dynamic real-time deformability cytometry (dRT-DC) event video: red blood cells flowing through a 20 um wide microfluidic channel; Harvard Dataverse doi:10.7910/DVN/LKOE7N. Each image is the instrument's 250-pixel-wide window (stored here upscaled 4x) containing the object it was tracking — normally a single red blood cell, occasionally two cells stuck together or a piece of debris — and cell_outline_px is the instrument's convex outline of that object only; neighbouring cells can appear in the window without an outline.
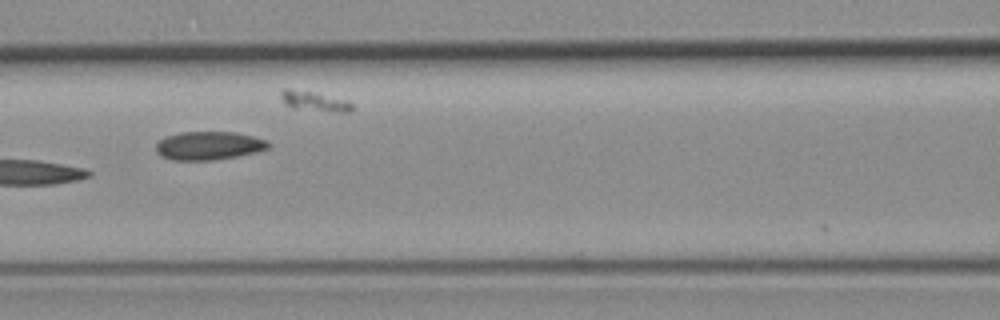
{"species": "common noctule bat (a hibernating species)", "species_latin": "Nyctalus noctula", "temperature_condition": "room temperature", "stored_images_in_passage": 9, "camera_frame_rate_fps": 3000, "um_per_image_px": 0.085, "animal": {"sex": "female", "body_mass_g": 19.3, "forearm_length_mm": 54.1}, "frame": {"image": 1, "passage_image": 7, "time_ms": 7.0, "image_size_px": [1000, 320], "cell_outline_px": [[272, 144], [268, 148], [256, 152], [236, 156], [212, 160], [172, 160], [160, 156], [156, 152], [156, 144], [160, 140], [168, 136], [180, 132], [236, 132], [268, 140]], "centroid_in_image_um": [17.76, 12.38], "position_along_channel_um": 148.8, "area_um2": 18.61}}
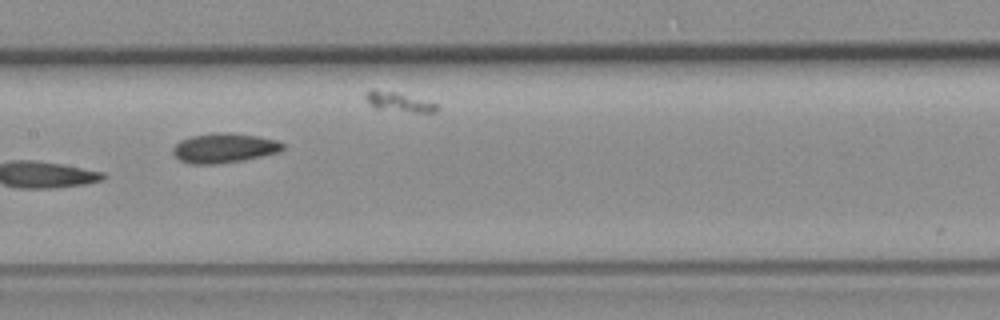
{"frame": {"image": 2, "passage_image": 8, "time_ms": 8.0, "image_size_px": [1000, 320], "cell_outline_px": [[284, 148], [280, 152], [244, 160], [220, 164], [188, 164], [180, 160], [172, 152], [172, 148], [180, 140], [192, 136], [212, 132], [232, 132], [256, 136], [276, 140], [284, 144]], "centroid_in_image_um": [19.04, 12.58], "position_along_channel_um": 188.4, "area_um2": 19.19}}